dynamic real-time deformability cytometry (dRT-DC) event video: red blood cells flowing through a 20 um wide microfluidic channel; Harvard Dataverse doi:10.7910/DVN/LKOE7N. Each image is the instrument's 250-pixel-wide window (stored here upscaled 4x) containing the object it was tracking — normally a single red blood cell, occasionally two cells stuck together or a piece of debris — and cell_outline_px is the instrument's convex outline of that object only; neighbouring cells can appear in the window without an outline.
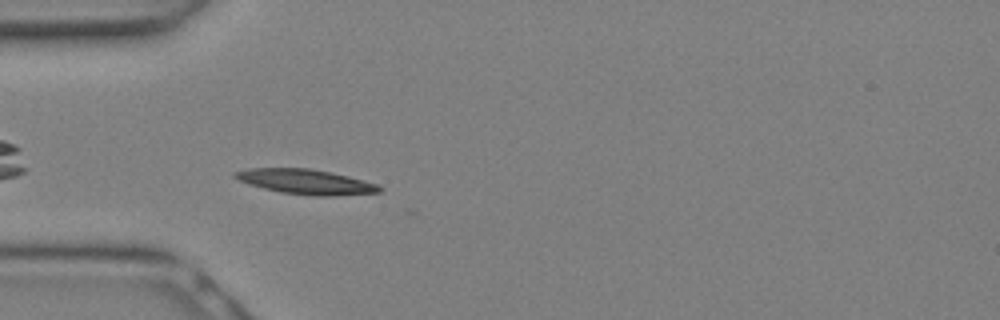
{"species": "Egyptian fruit bat (a non-hibernating species)", "species_latin": "Rousettus aegyptiacus", "temperature_condition": "warm", "stored_images_in_passage": 9, "camera_frame_rate_fps": 3000, "um_per_image_px": 0.085, "animal": {"sex": "female"}, "frame": {"image": 1, "passage_image": 9, "time_ms": 2.667, "image_size_px": [1000, 320], "cell_outline_px": [[384, 188], [380, 192], [332, 196], [316, 196], [280, 192], [248, 184], [232, 176], [232, 172], [248, 168], [308, 168], [332, 172], [364, 180], [376, 184]], "centroid_in_image_um": [25.98, 15.44], "position_along_channel_um": 59.0, "area_um2": 20.98}}